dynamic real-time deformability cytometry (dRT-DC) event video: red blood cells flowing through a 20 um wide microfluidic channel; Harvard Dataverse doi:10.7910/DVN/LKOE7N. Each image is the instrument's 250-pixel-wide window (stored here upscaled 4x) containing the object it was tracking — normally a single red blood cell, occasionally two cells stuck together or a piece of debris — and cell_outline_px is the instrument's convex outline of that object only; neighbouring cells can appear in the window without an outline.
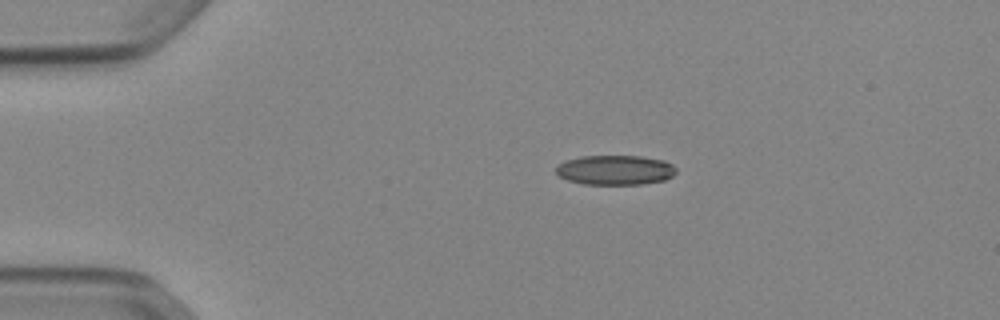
{"species": "Egyptian fruit bat (a non-hibernating species)", "species_latin": "Rousettus aegyptiacus", "temperature_condition": "cold", "stored_images_in_passage": 43, "camera_frame_rate_fps": 3000, "um_per_image_px": 0.085, "animal": {"sex": "female"}, "frame": {"image": 1, "passage_image": 1, "time_ms": 0.0, "image_size_px": [1000, 320], "cell_outline_px": [[676, 172], [672, 176], [664, 180], [640, 184], [584, 184], [568, 180], [560, 176], [556, 172], [556, 168], [564, 160], [580, 156], [640, 156], [664, 160], [672, 164], [676, 168]], "centroid_in_image_um": [52.29, 14.44], "position_along_channel_um": 32.7, "area_um2": 20.75}}
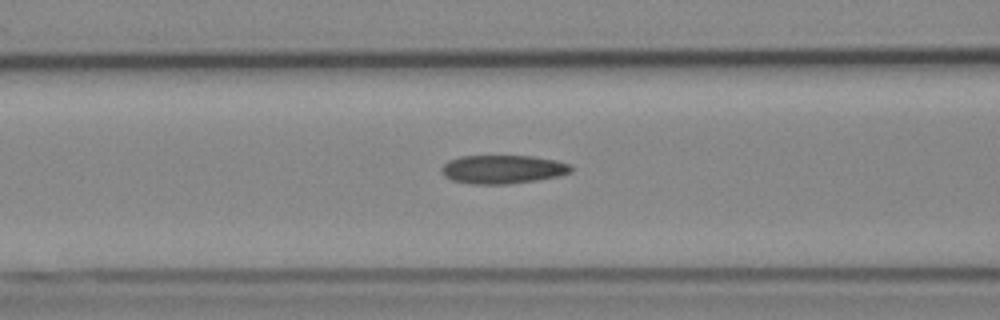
{"frame": {"image": 2, "passage_image": 12, "time_ms": 3.667, "image_size_px": [1000, 320], "cell_outline_px": [[572, 172], [560, 176], [536, 180], [508, 184], [472, 184], [452, 180], [444, 176], [440, 172], [440, 168], [448, 160], [460, 156], [532, 156], [556, 160], [572, 164]], "centroid_in_image_um": [42.74, 14.39], "position_along_channel_um": 123.9, "area_um2": 21.79}}
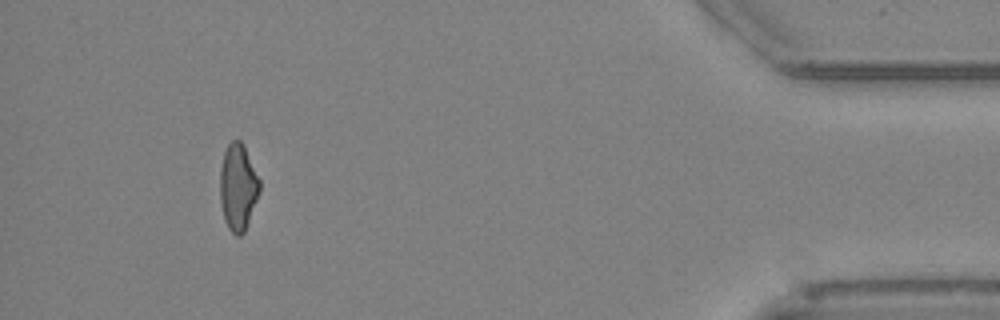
{"frame": {"image": 3, "passage_image": 39, "time_ms": 12.667, "image_size_px": [1000, 320], "cell_outline_px": [[260, 192], [244, 232], [240, 236], [236, 236], [228, 228], [224, 220], [220, 200], [220, 168], [224, 152], [228, 144], [232, 140], [240, 140], [244, 144], [260, 180]], "centroid_in_image_um": [20.23, 15.89], "position_along_channel_um": 415.0, "area_um2": 20.11}, "authors_computed_cell_mechanics": {"area_um2": 21.1548, "velocity_mm_per_s": 3.8963, "shape_relaxation_time_tau1_ms": null, "shape_relaxation_time_tau2_ms": 4.3133, "deformation_change_tau1": null, "deformation_change_tau2": 0.1286}}